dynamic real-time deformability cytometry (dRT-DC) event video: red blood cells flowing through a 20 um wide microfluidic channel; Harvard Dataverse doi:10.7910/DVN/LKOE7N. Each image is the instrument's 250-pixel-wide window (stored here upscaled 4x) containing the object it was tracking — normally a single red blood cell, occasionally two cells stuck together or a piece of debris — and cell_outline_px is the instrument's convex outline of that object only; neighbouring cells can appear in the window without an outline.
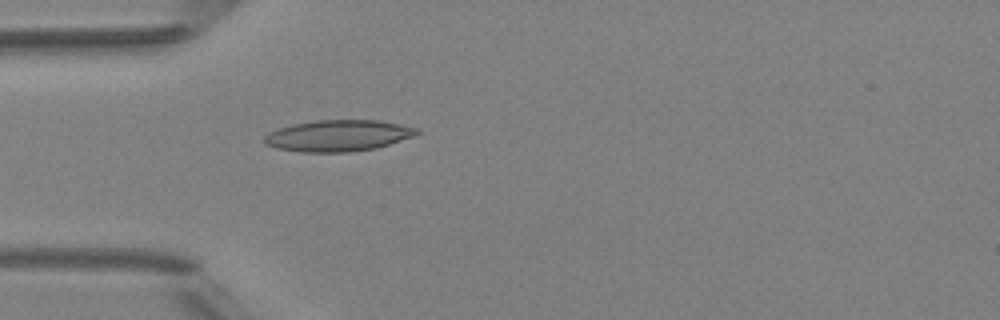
{"species": "Egyptian fruit bat (a non-hibernating species)", "species_latin": "Rousettus aegyptiacus", "temperature_condition": "room temperature", "stored_images_in_passage": 4, "camera_frame_rate_fps": 3000, "um_per_image_px": 0.085, "animal": {"sex": "female"}, "frame": {"image": 1, "passage_image": 4, "time_ms": 4.333, "image_size_px": [1000, 320], "cell_outline_px": [[420, 132], [416, 136], [376, 148], [348, 152], [300, 152], [276, 148], [264, 144], [264, 136], [268, 132], [276, 128], [292, 124], [316, 120], [380, 120], [420, 128]], "centroid_in_image_um": [28.75, 11.52], "position_along_channel_um": 56.3, "area_um2": 28.21}}